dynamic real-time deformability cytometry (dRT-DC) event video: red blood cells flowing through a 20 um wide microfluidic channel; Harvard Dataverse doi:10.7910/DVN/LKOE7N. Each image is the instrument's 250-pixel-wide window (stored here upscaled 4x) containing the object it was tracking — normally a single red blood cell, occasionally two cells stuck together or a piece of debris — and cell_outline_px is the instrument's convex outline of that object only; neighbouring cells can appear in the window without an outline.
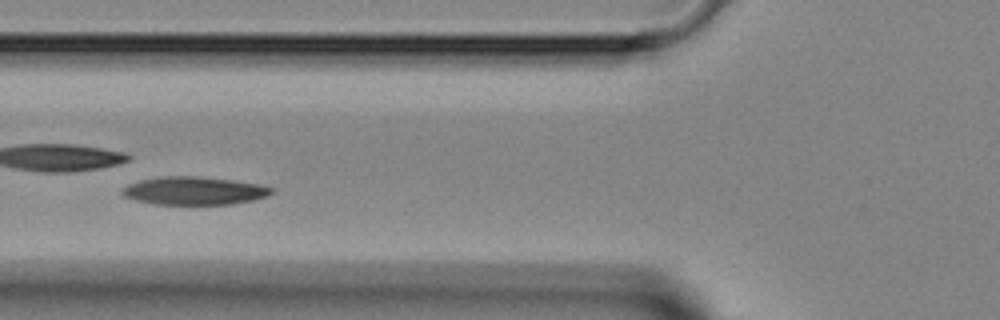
{"species": "Egyptian fruit bat (a non-hibernating species)", "species_latin": "Rousettus aegyptiacus", "temperature_condition": "room temperature", "stored_images_in_passage": 47, "camera_frame_rate_fps": 3000, "um_per_image_px": 0.085, "animal": {"sex": "female"}, "frame": {"image": 1, "passage_image": 17, "time_ms": 5.333, "image_size_px": [1000, 320], "cell_outline_px": [[276, 192], [268, 196], [252, 200], [232, 204], [156, 204], [136, 200], [124, 196], [120, 192], [128, 184], [140, 180], [156, 176], [200, 176], [232, 180], [260, 184], [276, 188]], "centroid_in_image_um": [16.55, 16.2], "position_along_channel_um": 109.3, "area_um2": 24.62}}
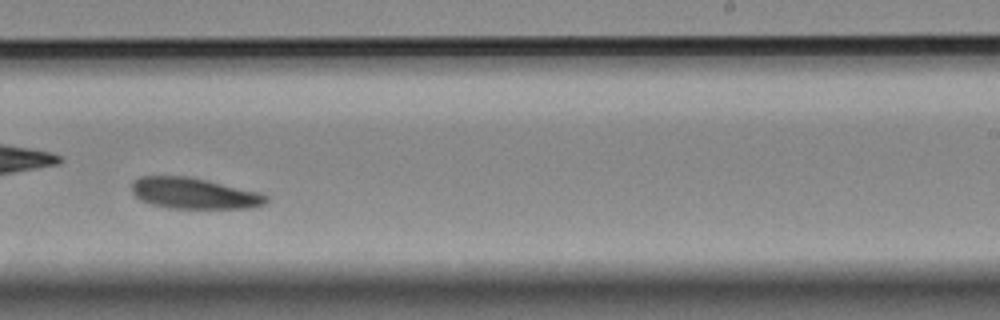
{"frame": {"image": 2, "passage_image": 29, "time_ms": 9.333, "image_size_px": [1000, 320], "cell_outline_px": [[268, 200], [264, 204], [248, 208], [168, 208], [152, 204], [140, 200], [132, 192], [132, 184], [140, 176], [188, 176], [208, 180], [260, 192], [268, 196]], "centroid_in_image_um": [16.51, 16.43], "position_along_channel_um": 272.5, "area_um2": 24.28}}
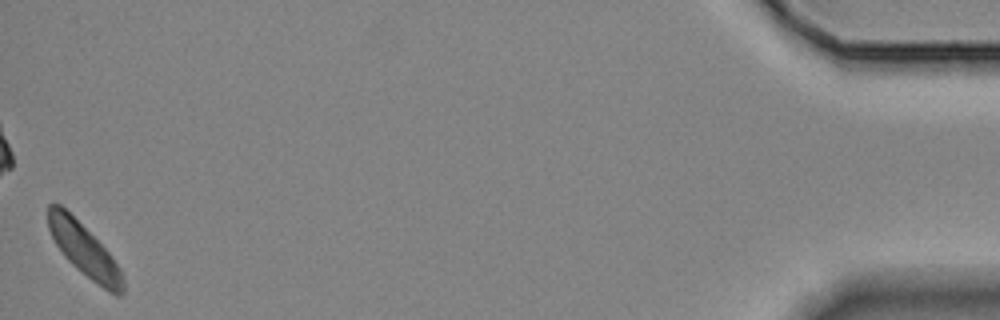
{"frame": {"image": 3, "passage_image": 47, "time_ms": 15.333, "image_size_px": [1000, 320], "cell_outline_px": [[124, 292], [120, 296], [116, 296], [108, 292], [96, 284], [80, 272], [64, 256], [56, 244], [48, 228], [48, 204], [60, 204], [108, 252], [120, 268], [124, 280]], "centroid_in_image_um": [7.18, 21.32], "position_along_channel_um": 428.0, "area_um2": 22.54}}